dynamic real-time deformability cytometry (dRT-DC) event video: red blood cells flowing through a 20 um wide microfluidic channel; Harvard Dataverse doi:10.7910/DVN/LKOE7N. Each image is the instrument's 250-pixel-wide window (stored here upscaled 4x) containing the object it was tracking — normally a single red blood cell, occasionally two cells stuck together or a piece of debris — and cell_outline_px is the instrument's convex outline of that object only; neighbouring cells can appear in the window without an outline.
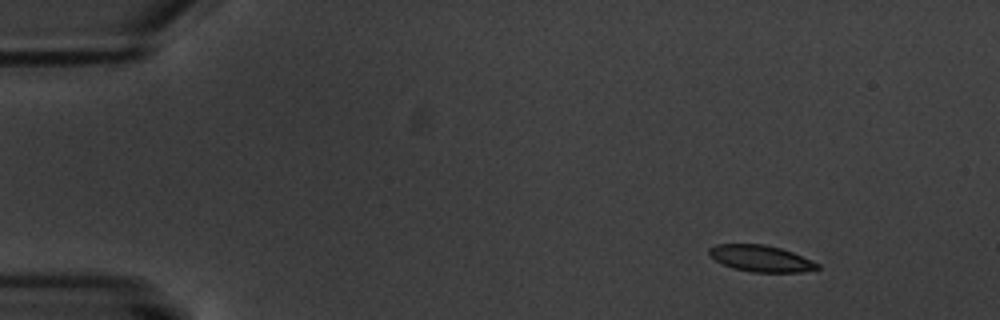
{"species": "common noctule bat (a hibernating species)", "species_latin": "Nyctalus noctula", "temperature_condition": "warm", "stored_images_in_passage": 5, "camera_frame_rate_fps": 3000, "um_per_image_px": 0.085, "animal": {"sex": "male", "body_mass_g": 20.1, "forearm_length_mm": 53.5}, "frame": {"image": 1, "passage_image": 2, "time_ms": 2.0, "image_size_px": [1000, 320], "cell_outline_px": [[820, 268], [800, 272], [752, 272], [732, 268], [708, 256], [708, 248], [716, 244], [764, 244], [780, 248], [792, 252], [820, 264]], "centroid_in_image_um": [64.64, 21.96], "position_along_channel_um": 20.4, "area_um2": 16.65}}
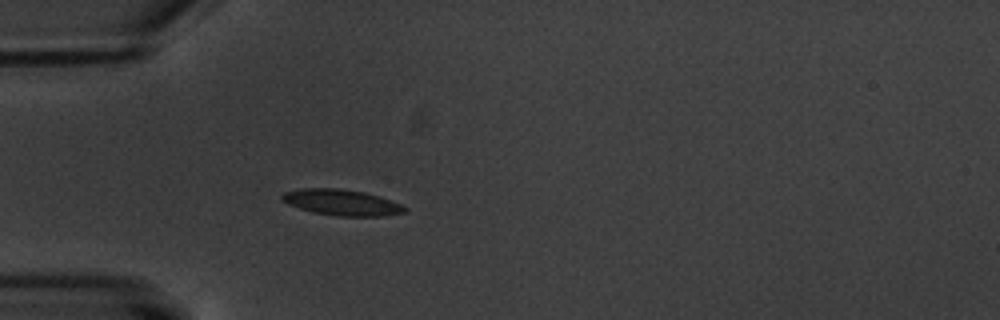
{"frame": {"image": 2, "passage_image": 5, "time_ms": 5.667, "image_size_px": [1000, 320], "cell_outline_px": [[408, 212], [384, 216], [336, 216], [312, 212], [288, 204], [280, 200], [280, 196], [284, 192], [300, 188], [340, 188], [364, 192], [380, 196], [400, 204], [408, 208]], "centroid_in_image_um": [29.04, 17.2], "position_along_channel_um": 56.0, "area_um2": 18.79}}